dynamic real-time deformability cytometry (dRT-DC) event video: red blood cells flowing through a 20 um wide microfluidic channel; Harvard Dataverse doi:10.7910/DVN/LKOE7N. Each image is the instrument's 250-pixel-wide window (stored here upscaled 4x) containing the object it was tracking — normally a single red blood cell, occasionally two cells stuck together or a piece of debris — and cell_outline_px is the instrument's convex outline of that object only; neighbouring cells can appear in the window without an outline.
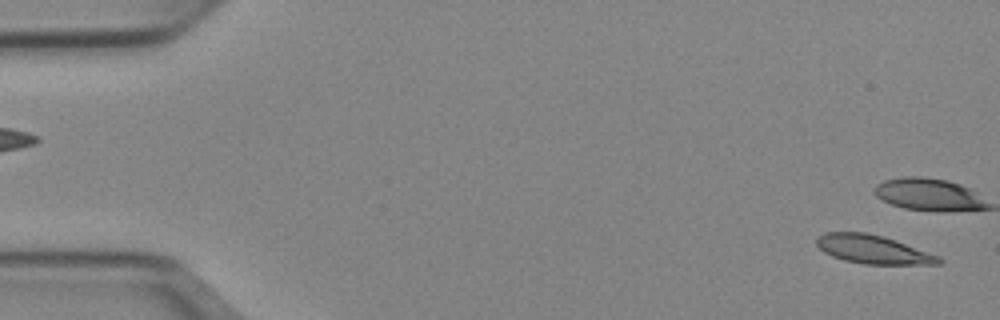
{"species": "Egyptian fruit bat (a non-hibernating species)", "species_latin": "Rousettus aegyptiacus", "temperature_condition": "cold", "stored_images_in_passage": 12, "camera_frame_rate_fps": 3000, "um_per_image_px": 0.085, "animal": {"sex": "female"}, "frame": {"image": 1, "passage_image": 1, "time_ms": 0.0, "image_size_px": [1000, 320], "cell_outline_px": [[944, 260], [940, 264], [864, 264], [844, 260], [832, 256], [824, 252], [816, 244], [816, 240], [824, 232], [864, 232], [896, 240], [940, 256]], "centroid_in_image_um": [74.23, 21.2], "position_along_channel_um": 10.8, "area_um2": 20.23}}